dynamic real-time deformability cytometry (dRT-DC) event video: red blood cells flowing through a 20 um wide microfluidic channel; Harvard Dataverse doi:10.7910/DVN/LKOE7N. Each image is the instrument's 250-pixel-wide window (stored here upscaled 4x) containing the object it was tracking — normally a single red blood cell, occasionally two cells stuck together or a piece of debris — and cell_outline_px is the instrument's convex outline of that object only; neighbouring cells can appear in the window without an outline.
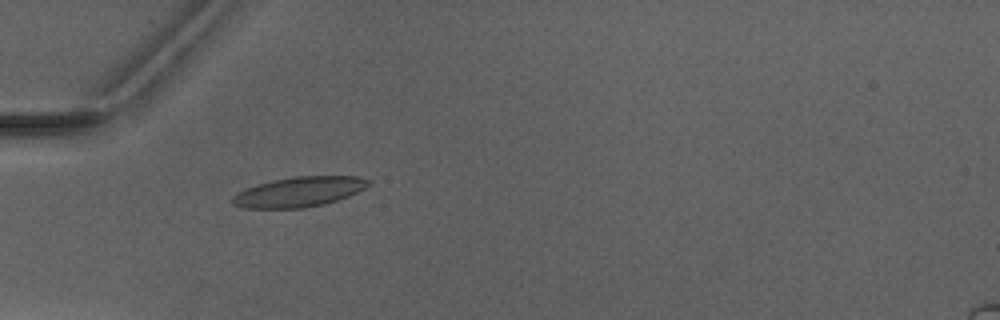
{"species": "Egyptian fruit bat (a non-hibernating species)", "species_latin": "Rousettus aegyptiacus", "temperature_condition": "warm", "stored_images_in_passage": 9, "camera_frame_rate_fps": 3000, "um_per_image_px": 0.085, "animal": {"sex": "male"}, "frame": {"image": 1, "passage_image": 6, "time_ms": 6.667, "image_size_px": [1000, 320], "cell_outline_px": [[372, 184], [348, 196], [324, 204], [304, 208], [244, 208], [232, 204], [232, 196], [244, 188], [272, 180], [296, 176], [356, 176], [372, 180]], "centroid_in_image_um": [25.42, 16.3], "position_along_channel_um": 59.6, "area_um2": 23.81}}
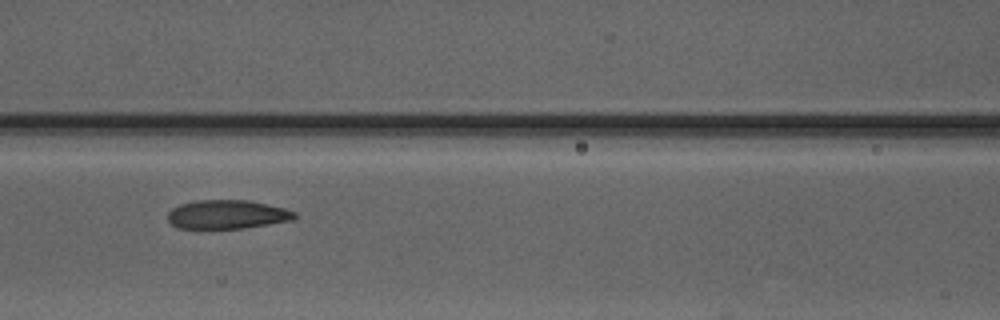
{"frame": {"image": 2, "passage_image": 8, "time_ms": 9.0, "image_size_px": [1000, 320], "cell_outline_px": [[296, 216], [292, 220], [244, 228], [200, 232], [176, 228], [168, 220], [168, 212], [172, 208], [180, 204], [196, 200], [248, 200], [284, 208], [296, 212]], "centroid_in_image_um": [19.21, 18.28], "position_along_channel_um": 147.4, "area_um2": 22.2}}
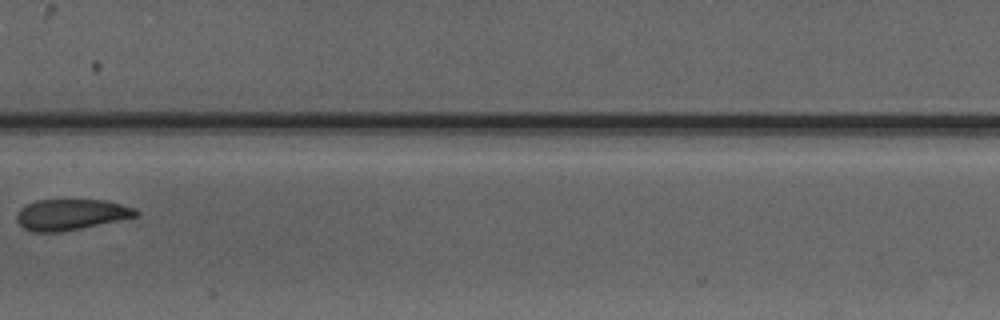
{"frame": {"image": 3, "passage_image": 9, "time_ms": 10.333, "image_size_px": [1000, 320], "cell_outline_px": [[140, 216], [60, 232], [32, 232], [24, 228], [16, 220], [16, 216], [20, 208], [36, 200], [64, 196], [104, 200], [136, 208], [140, 212]], "centroid_in_image_um": [6.04, 18.18], "position_along_channel_um": 201.4, "area_um2": 22.43}}